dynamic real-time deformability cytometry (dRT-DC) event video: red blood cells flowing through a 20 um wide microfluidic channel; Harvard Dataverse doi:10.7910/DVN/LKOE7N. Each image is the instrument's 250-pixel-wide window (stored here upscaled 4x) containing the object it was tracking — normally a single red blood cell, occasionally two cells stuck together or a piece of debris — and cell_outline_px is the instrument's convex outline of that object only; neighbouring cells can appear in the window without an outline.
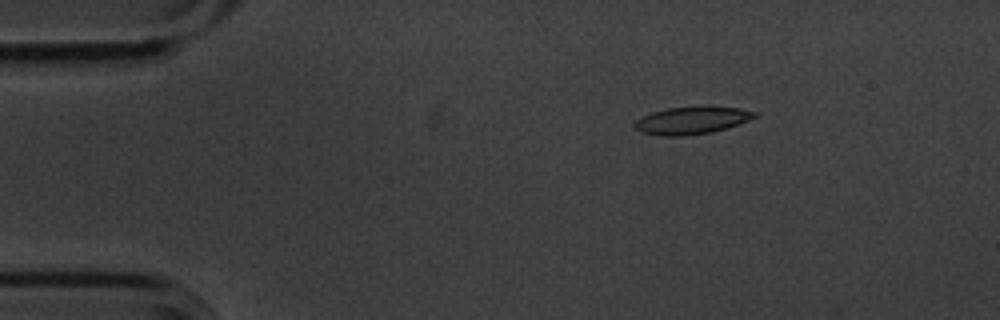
{"species": "common noctule bat (a hibernating species)", "species_latin": "Nyctalus noctula", "temperature_condition": "cold", "stored_images_in_passage": 5, "camera_frame_rate_fps": 3000, "um_per_image_px": 0.085, "animal": {"sex": "male", "body_mass_g": 20.1, "forearm_length_mm": 53.5}, "frame": {"image": 1, "passage_image": 3, "time_ms": 0.667, "image_size_px": [1000, 320], "cell_outline_px": [[756, 116], [748, 120], [712, 132], [684, 136], [660, 136], [640, 132], [632, 124], [636, 120], [652, 112], [668, 108], [700, 104], [740, 108], [756, 112]], "centroid_in_image_um": [58.77, 10.2], "position_along_channel_um": 26.2, "area_um2": 19.54}}